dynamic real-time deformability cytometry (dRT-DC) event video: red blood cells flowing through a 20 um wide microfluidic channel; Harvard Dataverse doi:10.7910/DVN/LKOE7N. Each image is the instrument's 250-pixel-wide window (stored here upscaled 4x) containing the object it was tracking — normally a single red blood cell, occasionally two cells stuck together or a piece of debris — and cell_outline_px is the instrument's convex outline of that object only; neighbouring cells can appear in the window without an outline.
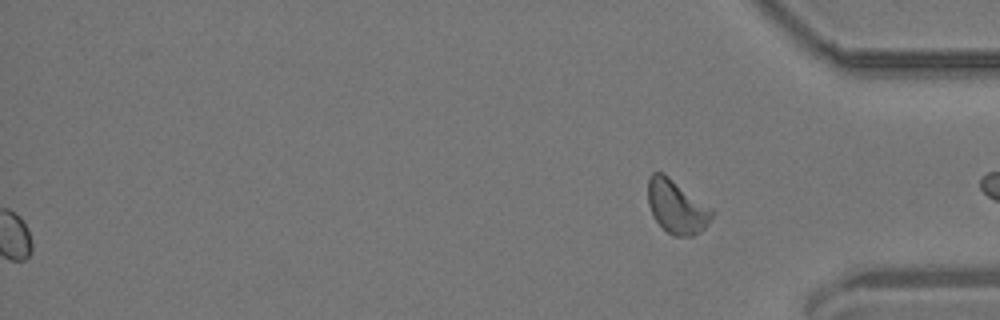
{"species": "common noctule bat (a hibernating species)", "species_latin": "Nyctalus noctula", "temperature_condition": "room temperature", "stored_images_in_passage": 40, "segment_of_instrument_passage": [2, 2], "camera_frame_rate_fps": 3000, "um_per_image_px": 0.085, "animal": {"sex": "male", "body_mass_g": 19.2, "forearm_length_mm": 51.8}, "frame": {"image": 1, "passage_image": 40, "time_ms": 13.0, "image_size_px": [1000, 320], "cell_outline_px": [[712, 216], [708, 224], [700, 232], [692, 236], [672, 236], [652, 216], [648, 204], [648, 176], [652, 172], [664, 172], [712, 208]], "centroid_in_image_um": [57.49, 17.55], "position_along_channel_um": 377.7, "area_um2": 20.06}}